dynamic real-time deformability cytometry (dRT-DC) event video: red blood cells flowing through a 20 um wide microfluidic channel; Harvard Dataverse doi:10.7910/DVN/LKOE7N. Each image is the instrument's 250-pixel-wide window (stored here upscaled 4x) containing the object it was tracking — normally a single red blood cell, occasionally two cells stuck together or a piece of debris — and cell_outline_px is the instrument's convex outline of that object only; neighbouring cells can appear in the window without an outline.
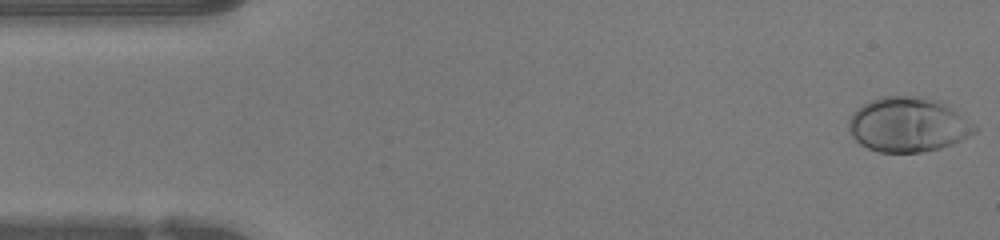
{"species": "human", "species_latin": "Homo sapiens", "temperature_condition": "warm", "stored_images_in_passage": 47, "camera_frame_rate_fps": 3000, "um_per_image_px": 0.085, "donor": {"sex": "female"}, "frame": {"image": 1, "passage_image": 1, "time_ms": 0.0, "image_size_px": [1000, 240], "cell_outline_px": [[976, 132], [952, 144], [940, 148], [920, 152], [880, 152], [868, 148], [860, 144], [848, 132], [848, 120], [852, 112], [864, 104], [880, 96], [920, 96], [940, 100], [976, 124]], "centroid_in_image_um": [77.18, 10.58], "position_along_channel_um": 7.8, "area_um2": 40.29}}
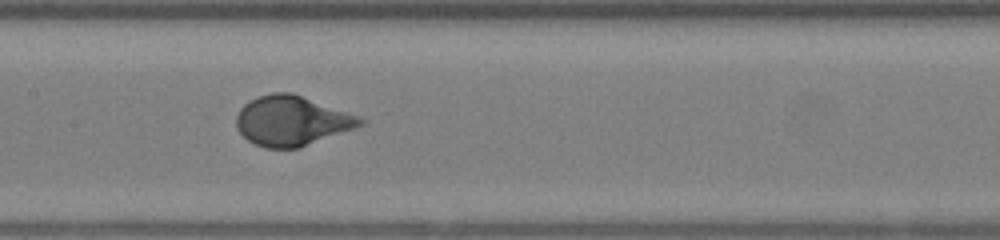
{"frame": {"image": 2, "passage_image": 22, "time_ms": 7.0, "image_size_px": [1000, 240], "cell_outline_px": [[364, 124], [356, 128], [300, 148], [264, 148], [248, 140], [236, 128], [236, 116], [240, 108], [244, 104], [260, 96], [272, 92], [292, 92], [360, 116], [364, 120]], "centroid_in_image_um": [24.82, 10.27], "position_along_channel_um": 182.6, "area_um2": 36.07}}
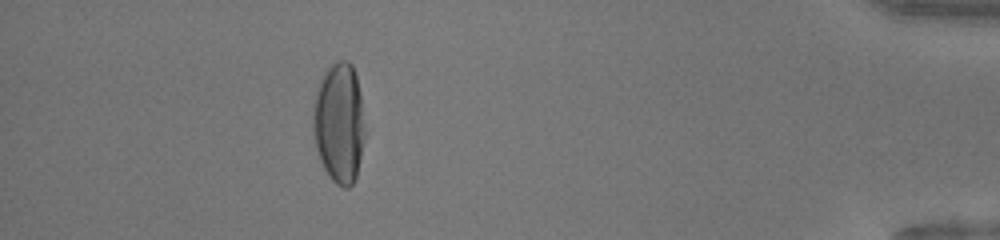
{"frame": {"image": 3, "passage_image": 42, "time_ms": 13.667, "image_size_px": [1000, 240], "cell_outline_px": [[364, 140], [356, 176], [352, 184], [348, 188], [344, 188], [336, 184], [332, 180], [324, 168], [320, 160], [316, 148], [312, 128], [312, 108], [316, 88], [324, 72], [332, 64], [340, 60], [348, 60], [352, 64], [356, 76], [360, 96], [364, 132]], "centroid_in_image_um": [28.79, 10.45], "position_along_channel_um": 406.4, "area_um2": 36.36}, "authors_computed_cell_mechanics": {"area_um2": 36.2406, "velocity_mm_per_s": 4.2504, "shape_relaxation_time_tau1_ms": 3.1033, "shape_relaxation_time_tau2_ms": null, "deformation_change_tau1": 0.213, "deformation_change_tau2": null}}